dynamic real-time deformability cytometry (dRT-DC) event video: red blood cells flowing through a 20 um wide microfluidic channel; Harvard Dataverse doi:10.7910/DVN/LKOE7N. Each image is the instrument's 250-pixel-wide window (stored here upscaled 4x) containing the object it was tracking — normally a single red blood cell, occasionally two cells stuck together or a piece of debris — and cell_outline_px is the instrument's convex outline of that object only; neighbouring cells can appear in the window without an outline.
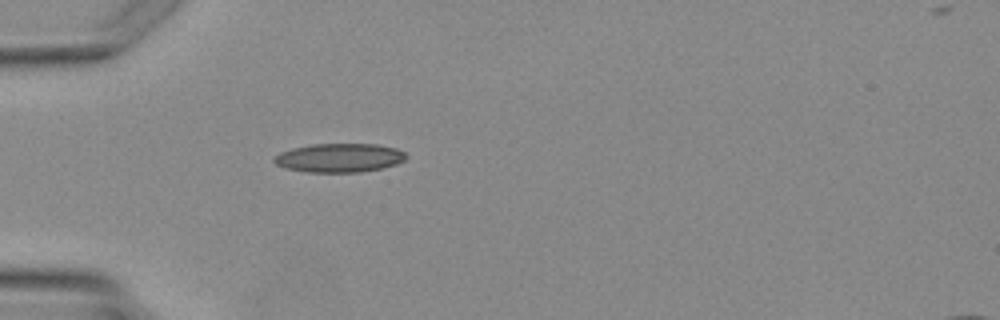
{"species": "Egyptian fruit bat (a non-hibernating species)", "species_latin": "Rousettus aegyptiacus", "temperature_condition": "warm", "stored_images_in_passage": 2, "camera_frame_rate_fps": 3000, "um_per_image_px": 0.085, "animal": {"sex": "female"}, "frame": {"image": 1, "passage_image": 2, "time_ms": 1.333, "image_size_px": [1000, 320], "cell_outline_px": [[408, 156], [404, 160], [396, 164], [380, 168], [360, 172], [308, 172], [284, 168], [276, 164], [272, 160], [280, 152], [292, 148], [312, 144], [376, 144], [396, 148], [404, 152]], "centroid_in_image_um": [28.83, 13.41], "position_along_channel_um": 56.2, "area_um2": 22.14}}